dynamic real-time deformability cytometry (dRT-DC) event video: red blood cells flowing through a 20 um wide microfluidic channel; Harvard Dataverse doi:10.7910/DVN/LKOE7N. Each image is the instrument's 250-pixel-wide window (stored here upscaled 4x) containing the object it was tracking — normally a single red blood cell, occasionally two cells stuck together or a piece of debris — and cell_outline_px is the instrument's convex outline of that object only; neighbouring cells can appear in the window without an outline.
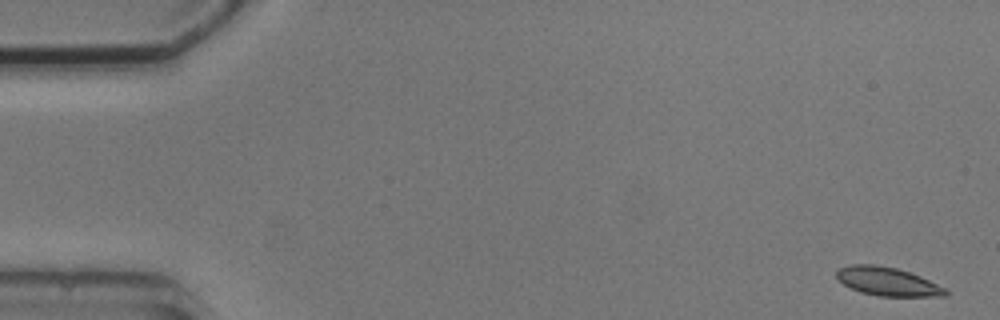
{"species": "common noctule bat (a hibernating species)", "species_latin": "Nyctalus noctula", "temperature_condition": "cold", "stored_images_in_passage": 5, "camera_frame_rate_fps": 3000, "um_per_image_px": 0.085, "animal": {"sex": "male", "body_mass_g": 20.5, "forearm_length_mm": 52.5}, "frame": {"image": 1, "passage_image": 1, "time_ms": 0.0, "image_size_px": [1000, 320], "cell_outline_px": [[948, 296], [880, 296], [860, 292], [844, 284], [836, 276], [836, 268], [848, 264], [872, 264], [896, 268], [920, 276], [948, 288]], "centroid_in_image_um": [75.45, 23.92], "position_along_channel_um": 9.5, "area_um2": 18.21}}
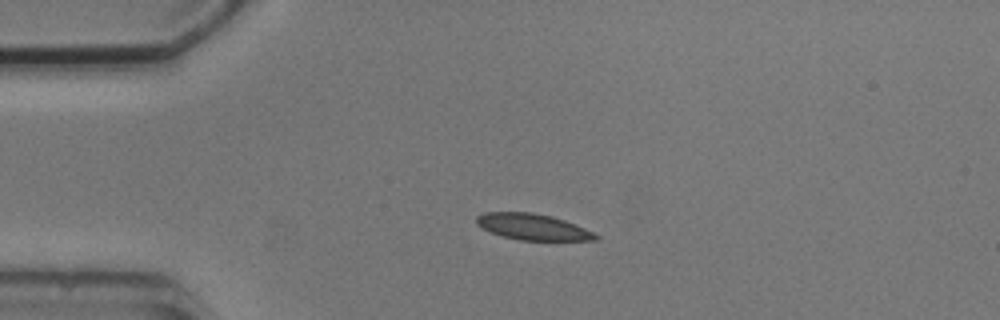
{"frame": {"image": 2, "passage_image": 4, "time_ms": 3.667, "image_size_px": [1000, 320], "cell_outline_px": [[600, 236], [596, 240], [520, 240], [504, 236], [492, 232], [476, 224], [476, 216], [484, 212], [532, 212], [552, 216], [564, 220], [584, 228]], "centroid_in_image_um": [45.27, 19.27], "position_along_channel_um": 39.7, "area_um2": 17.92}}